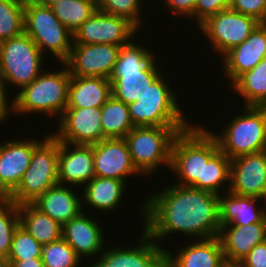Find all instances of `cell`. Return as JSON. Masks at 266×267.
I'll use <instances>...</instances> for the list:
<instances>
[{"label":"cell","instance_id":"obj_1","mask_svg":"<svg viewBox=\"0 0 266 267\" xmlns=\"http://www.w3.org/2000/svg\"><path fill=\"white\" fill-rule=\"evenodd\" d=\"M145 204V205H144ZM142 204L144 231L156 242L181 232L196 239L218 237L219 195L210 191L170 184Z\"/></svg>","mask_w":266,"mask_h":267},{"label":"cell","instance_id":"obj_2","mask_svg":"<svg viewBox=\"0 0 266 267\" xmlns=\"http://www.w3.org/2000/svg\"><path fill=\"white\" fill-rule=\"evenodd\" d=\"M219 150L213 133L202 126H189L179 132L172 144L171 171L180 179L176 185L203 190L204 161Z\"/></svg>","mask_w":266,"mask_h":267},{"label":"cell","instance_id":"obj_3","mask_svg":"<svg viewBox=\"0 0 266 267\" xmlns=\"http://www.w3.org/2000/svg\"><path fill=\"white\" fill-rule=\"evenodd\" d=\"M121 47L110 77L112 96L129 105L161 74L153 54L138 44Z\"/></svg>","mask_w":266,"mask_h":267},{"label":"cell","instance_id":"obj_4","mask_svg":"<svg viewBox=\"0 0 266 267\" xmlns=\"http://www.w3.org/2000/svg\"><path fill=\"white\" fill-rule=\"evenodd\" d=\"M66 67V68H65ZM61 71L41 73L14 97L12 110L26 114L41 112L61 117L68 103L71 74L65 65ZM62 113V114H61Z\"/></svg>","mask_w":266,"mask_h":267},{"label":"cell","instance_id":"obj_5","mask_svg":"<svg viewBox=\"0 0 266 267\" xmlns=\"http://www.w3.org/2000/svg\"><path fill=\"white\" fill-rule=\"evenodd\" d=\"M160 74L142 91L139 99L128 105L135 127H189L178 106L177 97ZM182 111V112H181Z\"/></svg>","mask_w":266,"mask_h":267},{"label":"cell","instance_id":"obj_6","mask_svg":"<svg viewBox=\"0 0 266 267\" xmlns=\"http://www.w3.org/2000/svg\"><path fill=\"white\" fill-rule=\"evenodd\" d=\"M59 140L48 135L33 150L30 165L17 188L6 198L17 205L34 202L58 184Z\"/></svg>","mask_w":266,"mask_h":267},{"label":"cell","instance_id":"obj_7","mask_svg":"<svg viewBox=\"0 0 266 267\" xmlns=\"http://www.w3.org/2000/svg\"><path fill=\"white\" fill-rule=\"evenodd\" d=\"M24 32L40 51L47 48L62 64L73 46V34L59 21L50 6L40 0L24 2Z\"/></svg>","mask_w":266,"mask_h":267},{"label":"cell","instance_id":"obj_8","mask_svg":"<svg viewBox=\"0 0 266 267\" xmlns=\"http://www.w3.org/2000/svg\"><path fill=\"white\" fill-rule=\"evenodd\" d=\"M188 127H134L125 137L132 162L142 175H150L159 165L170 169L171 149L176 135Z\"/></svg>","mask_w":266,"mask_h":267},{"label":"cell","instance_id":"obj_9","mask_svg":"<svg viewBox=\"0 0 266 267\" xmlns=\"http://www.w3.org/2000/svg\"><path fill=\"white\" fill-rule=\"evenodd\" d=\"M221 135H214L219 149L233 160L242 155L266 150V106H246Z\"/></svg>","mask_w":266,"mask_h":267},{"label":"cell","instance_id":"obj_10","mask_svg":"<svg viewBox=\"0 0 266 267\" xmlns=\"http://www.w3.org/2000/svg\"><path fill=\"white\" fill-rule=\"evenodd\" d=\"M42 61L43 53L25 32L0 42V83L23 89L42 73Z\"/></svg>","mask_w":266,"mask_h":267},{"label":"cell","instance_id":"obj_11","mask_svg":"<svg viewBox=\"0 0 266 267\" xmlns=\"http://www.w3.org/2000/svg\"><path fill=\"white\" fill-rule=\"evenodd\" d=\"M259 24L255 18L227 8L209 17L200 28L223 57L243 43Z\"/></svg>","mask_w":266,"mask_h":267},{"label":"cell","instance_id":"obj_12","mask_svg":"<svg viewBox=\"0 0 266 267\" xmlns=\"http://www.w3.org/2000/svg\"><path fill=\"white\" fill-rule=\"evenodd\" d=\"M138 28L128 19L96 10L73 34V44L126 46Z\"/></svg>","mask_w":266,"mask_h":267},{"label":"cell","instance_id":"obj_13","mask_svg":"<svg viewBox=\"0 0 266 267\" xmlns=\"http://www.w3.org/2000/svg\"><path fill=\"white\" fill-rule=\"evenodd\" d=\"M121 46L110 44H73L63 63L72 76L110 79Z\"/></svg>","mask_w":266,"mask_h":267},{"label":"cell","instance_id":"obj_14","mask_svg":"<svg viewBox=\"0 0 266 267\" xmlns=\"http://www.w3.org/2000/svg\"><path fill=\"white\" fill-rule=\"evenodd\" d=\"M59 119L53 135L61 142L93 145L103 140L101 107L66 108Z\"/></svg>","mask_w":266,"mask_h":267},{"label":"cell","instance_id":"obj_15","mask_svg":"<svg viewBox=\"0 0 266 267\" xmlns=\"http://www.w3.org/2000/svg\"><path fill=\"white\" fill-rule=\"evenodd\" d=\"M229 192L261 198L266 187V150L231 160Z\"/></svg>","mask_w":266,"mask_h":267},{"label":"cell","instance_id":"obj_16","mask_svg":"<svg viewBox=\"0 0 266 267\" xmlns=\"http://www.w3.org/2000/svg\"><path fill=\"white\" fill-rule=\"evenodd\" d=\"M38 140H12L0 144V198L6 199L19 185L30 165Z\"/></svg>","mask_w":266,"mask_h":267},{"label":"cell","instance_id":"obj_17","mask_svg":"<svg viewBox=\"0 0 266 267\" xmlns=\"http://www.w3.org/2000/svg\"><path fill=\"white\" fill-rule=\"evenodd\" d=\"M95 176L126 181L140 172L134 166L124 138L103 139L93 144Z\"/></svg>","mask_w":266,"mask_h":267},{"label":"cell","instance_id":"obj_18","mask_svg":"<svg viewBox=\"0 0 266 267\" xmlns=\"http://www.w3.org/2000/svg\"><path fill=\"white\" fill-rule=\"evenodd\" d=\"M138 239L139 245L133 248L105 249L91 267H156L165 258L166 250L145 231Z\"/></svg>","mask_w":266,"mask_h":267},{"label":"cell","instance_id":"obj_19","mask_svg":"<svg viewBox=\"0 0 266 267\" xmlns=\"http://www.w3.org/2000/svg\"><path fill=\"white\" fill-rule=\"evenodd\" d=\"M71 144L59 141L58 183L86 185L95 177L93 145Z\"/></svg>","mask_w":266,"mask_h":267},{"label":"cell","instance_id":"obj_20","mask_svg":"<svg viewBox=\"0 0 266 267\" xmlns=\"http://www.w3.org/2000/svg\"><path fill=\"white\" fill-rule=\"evenodd\" d=\"M266 57V23L258 27L241 44L223 56L225 72L233 84Z\"/></svg>","mask_w":266,"mask_h":267},{"label":"cell","instance_id":"obj_21","mask_svg":"<svg viewBox=\"0 0 266 267\" xmlns=\"http://www.w3.org/2000/svg\"><path fill=\"white\" fill-rule=\"evenodd\" d=\"M218 238L226 264L238 265L254 246L266 240V223L222 226Z\"/></svg>","mask_w":266,"mask_h":267},{"label":"cell","instance_id":"obj_22","mask_svg":"<svg viewBox=\"0 0 266 267\" xmlns=\"http://www.w3.org/2000/svg\"><path fill=\"white\" fill-rule=\"evenodd\" d=\"M103 231L95 219L87 217L84 211L63 225L62 238L76 254L87 257L103 250Z\"/></svg>","mask_w":266,"mask_h":267},{"label":"cell","instance_id":"obj_23","mask_svg":"<svg viewBox=\"0 0 266 267\" xmlns=\"http://www.w3.org/2000/svg\"><path fill=\"white\" fill-rule=\"evenodd\" d=\"M219 194L220 226H241L253 223H266V208L258 209L256 202L261 198L241 196L229 191Z\"/></svg>","mask_w":266,"mask_h":267},{"label":"cell","instance_id":"obj_24","mask_svg":"<svg viewBox=\"0 0 266 267\" xmlns=\"http://www.w3.org/2000/svg\"><path fill=\"white\" fill-rule=\"evenodd\" d=\"M172 255L166 250V259L174 267H224L226 265L218 237L198 239Z\"/></svg>","mask_w":266,"mask_h":267},{"label":"cell","instance_id":"obj_25","mask_svg":"<svg viewBox=\"0 0 266 267\" xmlns=\"http://www.w3.org/2000/svg\"><path fill=\"white\" fill-rule=\"evenodd\" d=\"M80 198L69 187L57 184L40 195L32 204L62 226L82 212Z\"/></svg>","mask_w":266,"mask_h":267},{"label":"cell","instance_id":"obj_26","mask_svg":"<svg viewBox=\"0 0 266 267\" xmlns=\"http://www.w3.org/2000/svg\"><path fill=\"white\" fill-rule=\"evenodd\" d=\"M111 96L109 79L71 75L66 108L102 107Z\"/></svg>","mask_w":266,"mask_h":267},{"label":"cell","instance_id":"obj_27","mask_svg":"<svg viewBox=\"0 0 266 267\" xmlns=\"http://www.w3.org/2000/svg\"><path fill=\"white\" fill-rule=\"evenodd\" d=\"M20 226L40 244H48L62 238L63 226L42 213L32 203L18 205Z\"/></svg>","mask_w":266,"mask_h":267},{"label":"cell","instance_id":"obj_28","mask_svg":"<svg viewBox=\"0 0 266 267\" xmlns=\"http://www.w3.org/2000/svg\"><path fill=\"white\" fill-rule=\"evenodd\" d=\"M125 181L95 176L83 188L84 201L99 211L114 210L122 200Z\"/></svg>","mask_w":266,"mask_h":267},{"label":"cell","instance_id":"obj_29","mask_svg":"<svg viewBox=\"0 0 266 267\" xmlns=\"http://www.w3.org/2000/svg\"><path fill=\"white\" fill-rule=\"evenodd\" d=\"M232 88L242 95L246 106H266V57L252 70L242 74Z\"/></svg>","mask_w":266,"mask_h":267},{"label":"cell","instance_id":"obj_30","mask_svg":"<svg viewBox=\"0 0 266 267\" xmlns=\"http://www.w3.org/2000/svg\"><path fill=\"white\" fill-rule=\"evenodd\" d=\"M103 139L124 138L135 126L129 107L111 96L101 107Z\"/></svg>","mask_w":266,"mask_h":267},{"label":"cell","instance_id":"obj_31","mask_svg":"<svg viewBox=\"0 0 266 267\" xmlns=\"http://www.w3.org/2000/svg\"><path fill=\"white\" fill-rule=\"evenodd\" d=\"M51 9L59 21L74 34L97 10V0H59Z\"/></svg>","mask_w":266,"mask_h":267},{"label":"cell","instance_id":"obj_32","mask_svg":"<svg viewBox=\"0 0 266 267\" xmlns=\"http://www.w3.org/2000/svg\"><path fill=\"white\" fill-rule=\"evenodd\" d=\"M25 0H0V42L24 33Z\"/></svg>","mask_w":266,"mask_h":267},{"label":"cell","instance_id":"obj_33","mask_svg":"<svg viewBox=\"0 0 266 267\" xmlns=\"http://www.w3.org/2000/svg\"><path fill=\"white\" fill-rule=\"evenodd\" d=\"M230 164L231 160L220 149L208 161H204L203 190L219 195L220 187L229 181Z\"/></svg>","mask_w":266,"mask_h":267},{"label":"cell","instance_id":"obj_34","mask_svg":"<svg viewBox=\"0 0 266 267\" xmlns=\"http://www.w3.org/2000/svg\"><path fill=\"white\" fill-rule=\"evenodd\" d=\"M18 205L0 198V255L7 257L11 250L14 233L18 226Z\"/></svg>","mask_w":266,"mask_h":267},{"label":"cell","instance_id":"obj_35","mask_svg":"<svg viewBox=\"0 0 266 267\" xmlns=\"http://www.w3.org/2000/svg\"><path fill=\"white\" fill-rule=\"evenodd\" d=\"M41 258L45 267H79L82 262V258L63 238L44 244Z\"/></svg>","mask_w":266,"mask_h":267},{"label":"cell","instance_id":"obj_36","mask_svg":"<svg viewBox=\"0 0 266 267\" xmlns=\"http://www.w3.org/2000/svg\"><path fill=\"white\" fill-rule=\"evenodd\" d=\"M42 247V244L37 242L24 228L19 225L13 236L8 260L22 261L32 258H41Z\"/></svg>","mask_w":266,"mask_h":267},{"label":"cell","instance_id":"obj_37","mask_svg":"<svg viewBox=\"0 0 266 267\" xmlns=\"http://www.w3.org/2000/svg\"><path fill=\"white\" fill-rule=\"evenodd\" d=\"M141 2V0H97V10L128 19L140 29L141 17L139 15Z\"/></svg>","mask_w":266,"mask_h":267},{"label":"cell","instance_id":"obj_38","mask_svg":"<svg viewBox=\"0 0 266 267\" xmlns=\"http://www.w3.org/2000/svg\"><path fill=\"white\" fill-rule=\"evenodd\" d=\"M230 8L266 23V0H232Z\"/></svg>","mask_w":266,"mask_h":267},{"label":"cell","instance_id":"obj_39","mask_svg":"<svg viewBox=\"0 0 266 267\" xmlns=\"http://www.w3.org/2000/svg\"><path fill=\"white\" fill-rule=\"evenodd\" d=\"M231 3L232 0H197L194 18L197 17L198 24L201 25L212 15L230 8Z\"/></svg>","mask_w":266,"mask_h":267},{"label":"cell","instance_id":"obj_40","mask_svg":"<svg viewBox=\"0 0 266 267\" xmlns=\"http://www.w3.org/2000/svg\"><path fill=\"white\" fill-rule=\"evenodd\" d=\"M238 265L240 267H266V240L254 246Z\"/></svg>","mask_w":266,"mask_h":267},{"label":"cell","instance_id":"obj_41","mask_svg":"<svg viewBox=\"0 0 266 267\" xmlns=\"http://www.w3.org/2000/svg\"><path fill=\"white\" fill-rule=\"evenodd\" d=\"M166 2V6H168L169 10L173 13L177 12L179 14H184L188 16V18L194 17L195 6L197 0H164Z\"/></svg>","mask_w":266,"mask_h":267},{"label":"cell","instance_id":"obj_42","mask_svg":"<svg viewBox=\"0 0 266 267\" xmlns=\"http://www.w3.org/2000/svg\"><path fill=\"white\" fill-rule=\"evenodd\" d=\"M8 98L6 97V87L0 83V122L8 119L10 111H13L12 105L11 108L8 106ZM11 109V110H10Z\"/></svg>","mask_w":266,"mask_h":267},{"label":"cell","instance_id":"obj_43","mask_svg":"<svg viewBox=\"0 0 266 267\" xmlns=\"http://www.w3.org/2000/svg\"><path fill=\"white\" fill-rule=\"evenodd\" d=\"M11 267H45L42 258H32L22 261H10Z\"/></svg>","mask_w":266,"mask_h":267},{"label":"cell","instance_id":"obj_44","mask_svg":"<svg viewBox=\"0 0 266 267\" xmlns=\"http://www.w3.org/2000/svg\"><path fill=\"white\" fill-rule=\"evenodd\" d=\"M0 267H11V263L7 257L0 255Z\"/></svg>","mask_w":266,"mask_h":267},{"label":"cell","instance_id":"obj_45","mask_svg":"<svg viewBox=\"0 0 266 267\" xmlns=\"http://www.w3.org/2000/svg\"><path fill=\"white\" fill-rule=\"evenodd\" d=\"M156 267H174L166 257Z\"/></svg>","mask_w":266,"mask_h":267},{"label":"cell","instance_id":"obj_46","mask_svg":"<svg viewBox=\"0 0 266 267\" xmlns=\"http://www.w3.org/2000/svg\"><path fill=\"white\" fill-rule=\"evenodd\" d=\"M42 3H44L47 6H52L53 4L57 3L59 0H40Z\"/></svg>","mask_w":266,"mask_h":267},{"label":"cell","instance_id":"obj_47","mask_svg":"<svg viewBox=\"0 0 266 267\" xmlns=\"http://www.w3.org/2000/svg\"><path fill=\"white\" fill-rule=\"evenodd\" d=\"M224 267H240L237 264H226Z\"/></svg>","mask_w":266,"mask_h":267},{"label":"cell","instance_id":"obj_48","mask_svg":"<svg viewBox=\"0 0 266 267\" xmlns=\"http://www.w3.org/2000/svg\"><path fill=\"white\" fill-rule=\"evenodd\" d=\"M262 199H265L266 200V187H265V191H264V195H263Z\"/></svg>","mask_w":266,"mask_h":267}]
</instances>
